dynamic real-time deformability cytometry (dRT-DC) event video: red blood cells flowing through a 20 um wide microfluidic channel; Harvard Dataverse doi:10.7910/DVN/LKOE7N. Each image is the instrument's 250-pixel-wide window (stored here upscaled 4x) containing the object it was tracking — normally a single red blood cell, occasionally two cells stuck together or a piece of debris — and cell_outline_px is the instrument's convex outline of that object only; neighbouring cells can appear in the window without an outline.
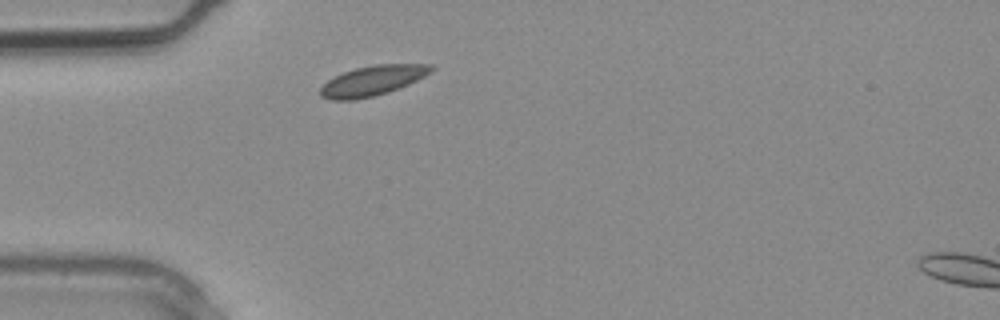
{"species": "common noctule bat (a hibernating species)", "species_latin": "Nyctalus noctula", "temperature_condition": "warm", "stored_images_in_passage": 1, "camera_frame_rate_fps": 3000, "um_per_image_px": 0.085, "animal": {"sex": "male", "body_mass_g": 20.4}, "frame": {"image": 1, "passage_image": 1, "time_ms": 0.0, "image_size_px": [1000, 320], "cell_outline_px": [[436, 68], [424, 76], [408, 84], [388, 92], [356, 100], [332, 100], [320, 96], [320, 88], [328, 80], [344, 72], [356, 68], [376, 64], [432, 64]], "centroid_in_image_um": [31.67, 6.85], "position_along_channel_um": 53.3, "area_um2": 19.19}}